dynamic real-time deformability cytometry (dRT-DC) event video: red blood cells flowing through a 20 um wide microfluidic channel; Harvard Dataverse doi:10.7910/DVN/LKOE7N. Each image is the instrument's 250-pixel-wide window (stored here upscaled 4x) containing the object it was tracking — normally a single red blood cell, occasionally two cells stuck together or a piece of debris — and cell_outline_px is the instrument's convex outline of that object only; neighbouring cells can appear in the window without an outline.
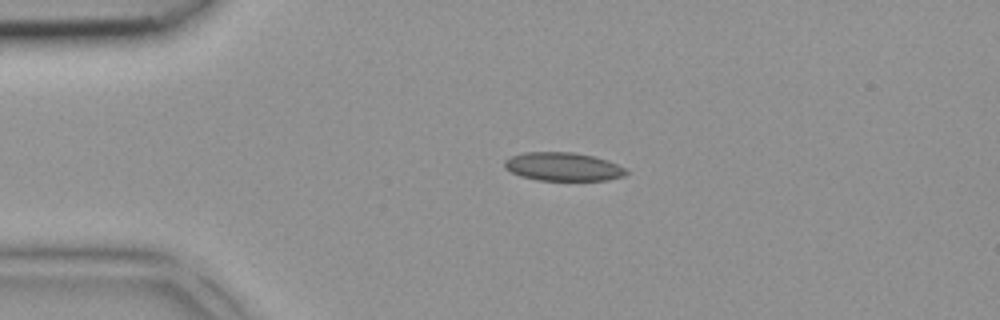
{"species": "common noctule bat (a hibernating species)", "species_latin": "Nyctalus noctula", "temperature_condition": "room temperature", "stored_images_in_passage": 2, "camera_frame_rate_fps": 3000, "um_per_image_px": 0.085, "animal": {"sex": "female", "body_mass_g": 18.4}, "frame": {"image": 1, "passage_image": 1, "time_ms": 0.0, "image_size_px": [1000, 320], "cell_outline_px": [[628, 172], [624, 176], [608, 180], [536, 180], [520, 176], [504, 168], [504, 160], [512, 156], [524, 152], [572, 152], [592, 156], [608, 160], [628, 168]], "centroid_in_image_um": [47.88, 14.17], "position_along_channel_um": 37.1, "area_um2": 20.29}}